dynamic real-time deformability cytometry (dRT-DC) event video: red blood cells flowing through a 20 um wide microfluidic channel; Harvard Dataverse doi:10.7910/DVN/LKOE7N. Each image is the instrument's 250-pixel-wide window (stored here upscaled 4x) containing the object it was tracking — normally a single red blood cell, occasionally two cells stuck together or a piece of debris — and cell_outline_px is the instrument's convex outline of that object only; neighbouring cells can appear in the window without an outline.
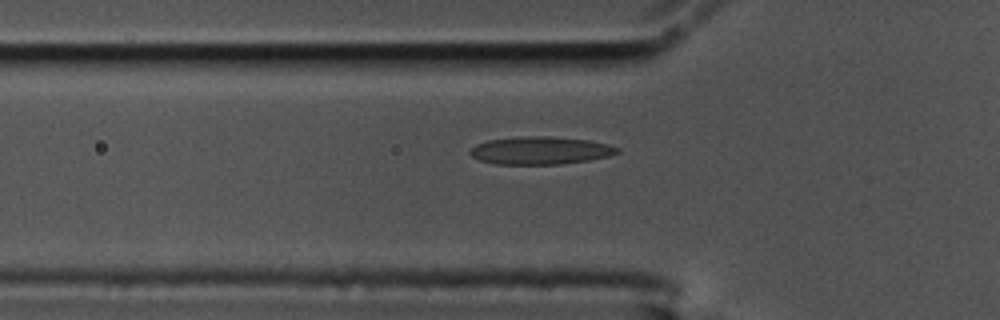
{"species": "common noctule bat (a hibernating species)", "species_latin": "Nyctalus noctula", "temperature_condition": "cold", "stored_images_in_passage": 37, "camera_frame_rate_fps": 3000, "um_per_image_px": 0.085, "animal": {"sex": "male", "body_mass_g": 17.5, "forearm_length_mm": 52.3}, "frame": {"image": 1, "passage_image": 4, "time_ms": 1.0, "image_size_px": [1000, 320], "cell_outline_px": [[620, 152], [608, 156], [588, 160], [560, 164], [496, 164], [480, 160], [472, 156], [468, 152], [476, 144], [488, 140], [520, 136], [548, 136], [588, 140], [608, 144], [620, 148]], "centroid_in_image_um": [45.93, 12.79], "position_along_channel_um": 79.9, "area_um2": 23.76}}
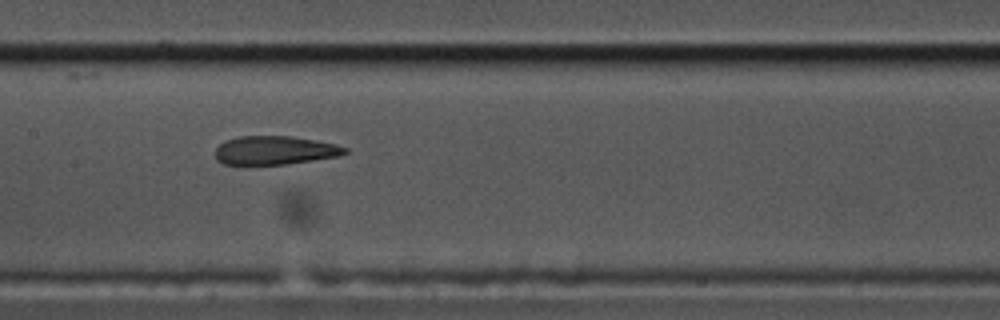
{"frame": {"image": 2, "passage_image": 13, "time_ms": 4.0, "image_size_px": [1000, 320], "cell_outline_px": [[348, 152], [340, 156], [288, 164], [224, 164], [216, 160], [216, 148], [224, 140], [240, 136], [292, 136], [316, 140], [336, 144], [348, 148]], "centroid_in_image_um": [23.39, 12.77], "position_along_channel_um": 184.0, "area_um2": 21.73}}
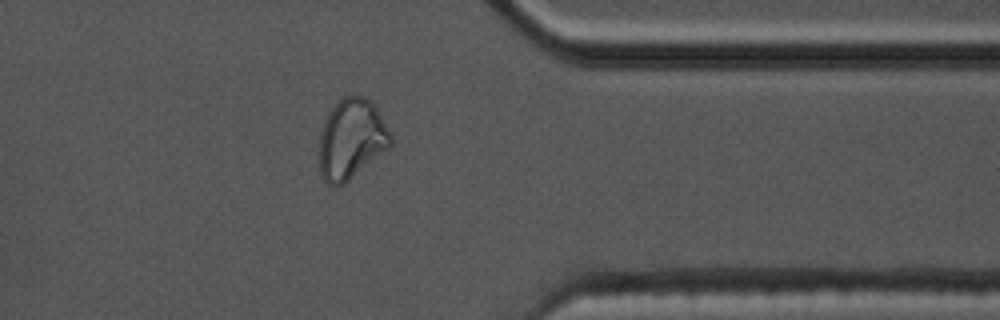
{"frame": {"image": 3, "passage_image": 31, "time_ms": 10.0, "image_size_px": [1000, 320], "cell_outline_px": [[392, 144], [388, 148], [344, 184], [336, 188], [328, 184], [320, 176], [320, 132], [324, 120], [328, 112], [344, 96], [364, 96], [372, 100], [392, 136]], "centroid_in_image_um": [29.86, 11.83], "position_along_channel_um": 381.5, "area_um2": 33.29}}